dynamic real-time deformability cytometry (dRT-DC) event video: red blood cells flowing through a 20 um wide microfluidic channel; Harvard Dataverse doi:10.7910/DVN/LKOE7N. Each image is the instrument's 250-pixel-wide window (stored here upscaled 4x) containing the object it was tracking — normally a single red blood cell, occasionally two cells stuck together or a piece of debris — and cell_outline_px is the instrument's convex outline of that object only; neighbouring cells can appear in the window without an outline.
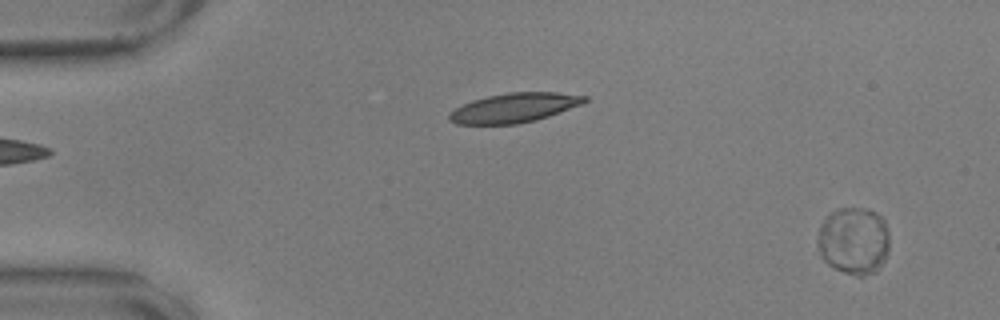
{"species": "common noctule bat (a hibernating species)", "species_latin": "Nyctalus noctula", "temperature_condition": "warm", "stored_images_in_passage": 59, "camera_frame_rate_fps": 3000, "um_per_image_px": 0.085, "animal": {"sex": "male", "body_mass_g": 17.9, "forearm_length_mm": 54.2}, "frame": {"image": 1, "passage_image": 5, "time_ms": 1.333, "image_size_px": [1000, 320], "cell_outline_px": [[888, 252], [884, 260], [876, 272], [864, 276], [856, 276], [844, 272], [828, 264], [820, 256], [816, 244], [816, 240], [820, 224], [828, 212], [840, 208], [868, 208], [876, 212], [884, 220], [888, 232]], "centroid_in_image_um": [72.54, 20.45], "position_along_channel_um": 12.5, "area_um2": 28.73}}
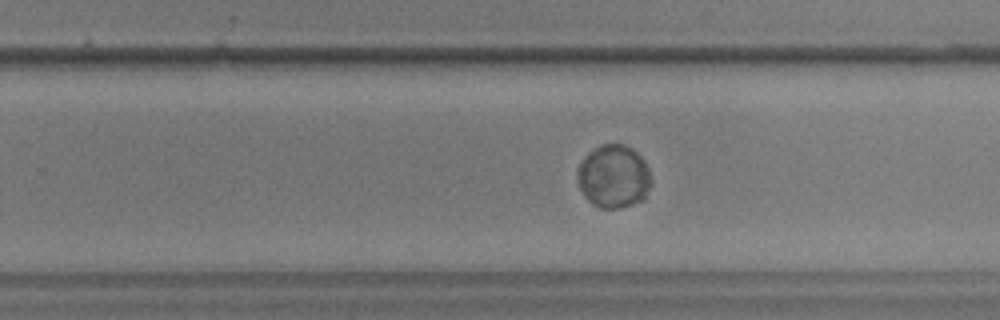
{"frame": {"image": 2, "passage_image": 39, "time_ms": 12.667, "image_size_px": [1000, 320], "cell_outline_px": [[652, 184], [644, 200], [632, 204], [616, 208], [600, 208], [592, 204], [584, 196], [580, 188], [576, 176], [576, 172], [584, 156], [588, 152], [600, 144], [624, 144], [632, 148], [644, 160], [648, 168]], "centroid_in_image_um": [52.16, 14.99], "position_along_channel_um": 277.6, "area_um2": 27.4}}
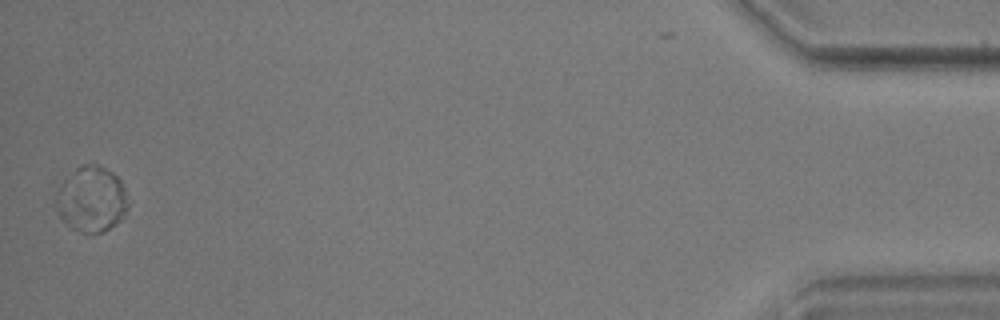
{"frame": {"image": 3, "passage_image": 59, "time_ms": 19.333, "image_size_px": [1000, 320], "cell_outline_px": [[128, 204], [124, 220], [100, 232], [88, 236], [72, 228], [60, 216], [56, 204], [56, 192], [64, 180], [80, 164], [96, 164], [112, 172], [120, 180], [124, 188]], "centroid_in_image_um": [7.79, 16.96], "position_along_channel_um": 427.4, "area_um2": 27.57}}